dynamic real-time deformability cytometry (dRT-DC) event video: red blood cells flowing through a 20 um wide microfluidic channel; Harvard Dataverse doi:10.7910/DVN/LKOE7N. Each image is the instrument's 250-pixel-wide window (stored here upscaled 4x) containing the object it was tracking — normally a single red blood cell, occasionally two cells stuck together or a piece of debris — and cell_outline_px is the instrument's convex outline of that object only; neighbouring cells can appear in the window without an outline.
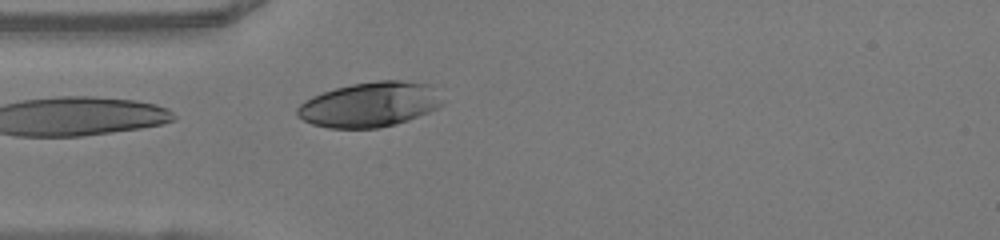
{"species": "human", "species_latin": "Homo sapiens", "temperature_condition": "warm", "stored_images_in_passage": 11, "camera_frame_rate_fps": 3000, "um_per_image_px": 0.085, "donor": {"sex": "female"}, "frame": {"image": 1, "passage_image": 1, "time_ms": 0.0, "image_size_px": [1000, 240], "cell_outline_px": [[444, 104], [428, 112], [408, 120], [396, 124], [376, 128], [328, 128], [312, 124], [296, 116], [296, 108], [300, 104], [312, 96], [336, 88], [352, 84], [376, 80], [400, 80], [432, 84]], "centroid_in_image_um": [31.43, 8.88], "position_along_channel_um": 53.6, "area_um2": 38.03}}
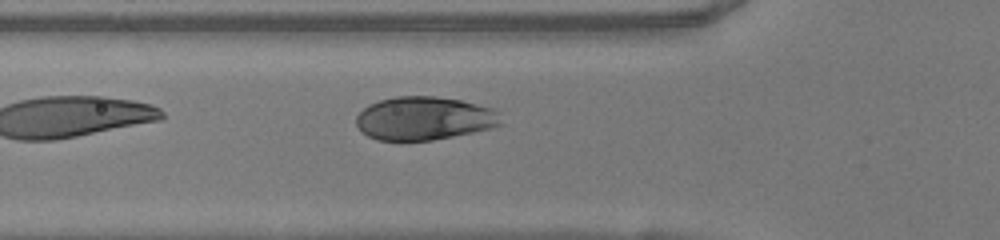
{"frame": {"image": 2, "passage_image": 4, "time_ms": 1.0, "image_size_px": [1000, 240], "cell_outline_px": [[504, 124], [492, 128], [432, 140], [376, 140], [368, 136], [356, 124], [356, 116], [368, 104], [380, 100], [396, 96], [436, 96], [460, 100], [492, 108], [496, 112]], "centroid_in_image_um": [36.05, 10.05], "position_along_channel_um": 89.8, "area_um2": 36.41}}